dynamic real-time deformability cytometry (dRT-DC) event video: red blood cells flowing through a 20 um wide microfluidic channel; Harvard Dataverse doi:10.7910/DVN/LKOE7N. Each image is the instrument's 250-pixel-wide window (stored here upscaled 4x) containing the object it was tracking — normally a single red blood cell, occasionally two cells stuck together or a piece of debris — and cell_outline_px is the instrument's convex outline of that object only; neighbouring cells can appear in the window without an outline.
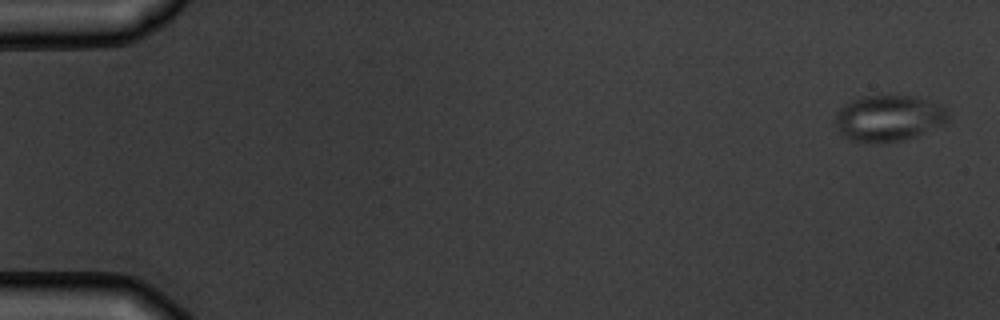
{"species": "common noctule bat (a hibernating species)", "species_latin": "Nyctalus noctula", "temperature_condition": "warm", "stored_images_in_passage": 6, "camera_frame_rate_fps": 3000, "um_per_image_px": 0.085, "animal": {"sex": "male", "body_mass_g": 19.5, "forearm_length_mm": 54.6}, "frame": {"image": 1, "passage_image": 1, "time_ms": 0.0, "image_size_px": [1000, 320], "cell_outline_px": [[948, 120], [944, 124], [916, 136], [904, 140], [876, 144], [868, 144], [848, 140], [840, 132], [836, 124], [836, 112], [848, 100], [860, 96], [916, 96], [944, 104], [948, 108]], "centroid_in_image_um": [75.55, 10.05], "position_along_channel_um": 9.5, "area_um2": 31.1}}